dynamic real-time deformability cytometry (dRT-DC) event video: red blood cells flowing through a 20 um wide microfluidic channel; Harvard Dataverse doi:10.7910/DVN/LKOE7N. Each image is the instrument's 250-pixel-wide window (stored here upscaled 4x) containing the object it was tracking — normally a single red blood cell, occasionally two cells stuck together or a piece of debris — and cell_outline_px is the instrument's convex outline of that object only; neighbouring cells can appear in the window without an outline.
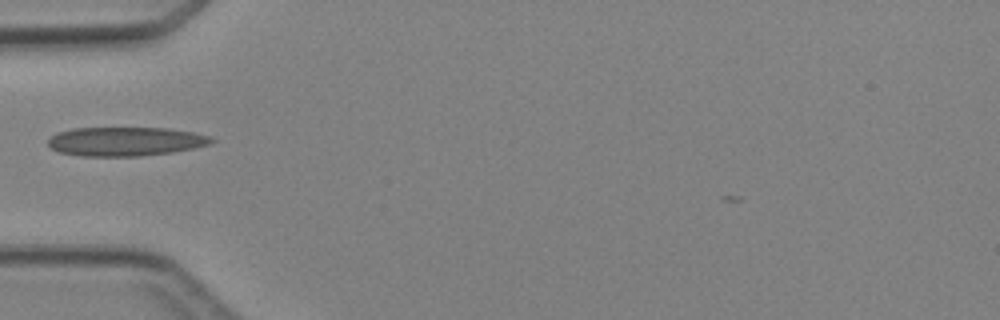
{"species": "Egyptian fruit bat (a non-hibernating species)", "species_latin": "Rousettus aegyptiacus", "temperature_condition": "cold", "stored_images_in_passage": 2, "camera_frame_rate_fps": 3000, "um_per_image_px": 0.085, "animal": {"sex": "female"}, "frame": {"image": 1, "passage_image": 1, "time_ms": 0.0, "image_size_px": [1000, 320], "cell_outline_px": [[216, 140], [212, 144], [172, 152], [140, 156], [80, 156], [56, 152], [48, 144], [48, 140], [56, 132], [72, 128], [168, 128], [192, 132], [212, 136]], "centroid_in_image_um": [10.66, 12.02], "position_along_channel_um": 74.3, "area_um2": 27.8}}
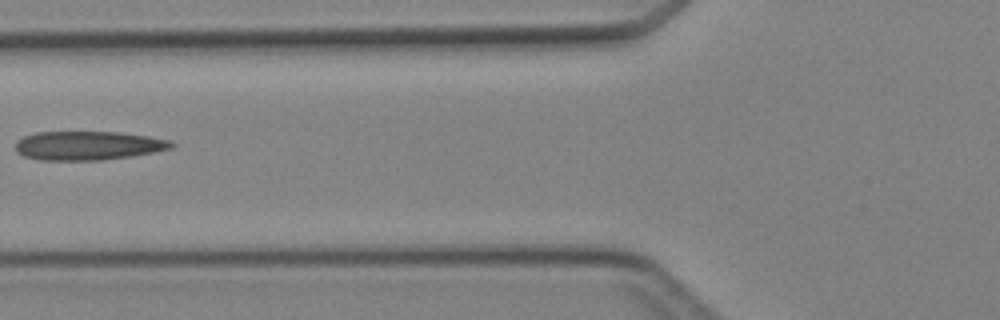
{"frame": {"image": 2, "passage_image": 2, "time_ms": 1.0, "image_size_px": [1000, 320], "cell_outline_px": [[176, 144], [172, 148], [156, 152], [132, 156], [100, 160], [40, 160], [24, 156], [16, 152], [16, 140], [24, 136], [36, 132], [120, 132], [148, 136], [172, 140]], "centroid_in_image_um": [7.51, 12.37], "position_along_channel_um": 118.3, "area_um2": 26.47}}